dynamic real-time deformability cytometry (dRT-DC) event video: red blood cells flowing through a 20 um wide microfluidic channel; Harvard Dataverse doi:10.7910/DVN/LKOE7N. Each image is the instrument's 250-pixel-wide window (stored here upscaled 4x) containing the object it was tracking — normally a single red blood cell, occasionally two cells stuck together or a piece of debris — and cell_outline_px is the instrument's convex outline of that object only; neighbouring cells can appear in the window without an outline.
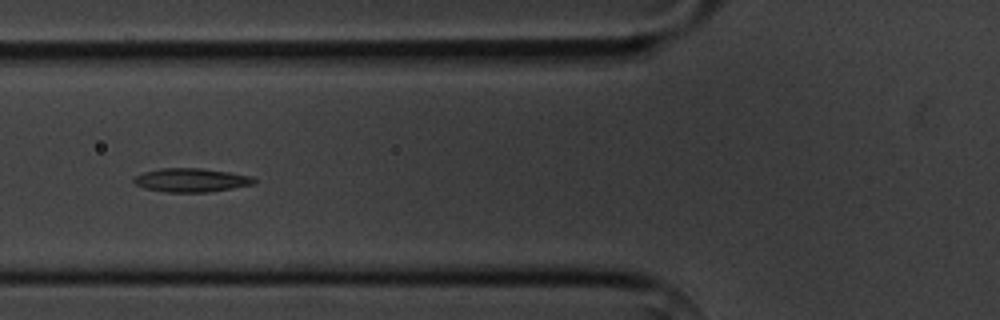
{"species": "common noctule bat (a hibernating species)", "species_latin": "Nyctalus noctula", "temperature_condition": "cold", "stored_images_in_passage": 9, "camera_frame_rate_fps": 3000, "um_per_image_px": 0.085, "animal": {"sex": "male", "body_mass_g": 20.1, "forearm_length_mm": 53.5}, "frame": {"image": 1, "passage_image": 4, "time_ms": 4.333, "image_size_px": [1000, 320], "cell_outline_px": [[256, 184], [208, 192], [164, 192], [144, 188], [136, 184], [132, 180], [136, 176], [144, 172], [160, 168], [200, 168], [228, 172], [252, 176], [256, 180]], "centroid_in_image_um": [16.26, 15.31], "position_along_channel_um": 109.5, "area_um2": 16.59}}
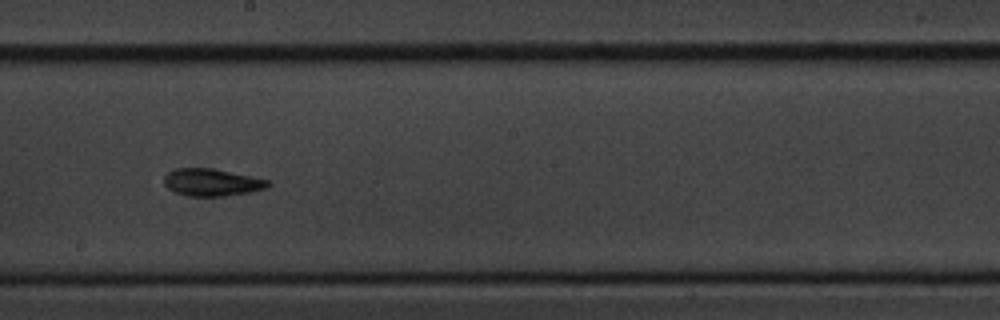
{"frame": {"image": 2, "passage_image": 7, "time_ms": 7.667, "image_size_px": [1000, 320], "cell_outline_px": [[272, 184], [268, 188], [248, 192], [224, 196], [188, 196], [176, 192], [168, 188], [164, 184], [164, 176], [168, 172], [176, 168], [212, 168], [252, 176], [268, 180]], "centroid_in_image_um": [18.01, 15.49], "position_along_channel_um": 230.2, "area_um2": 16.53}}
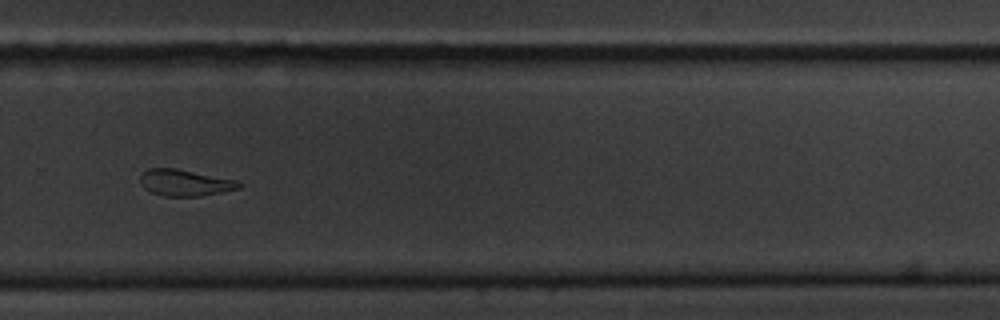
{"frame": {"image": 3, "passage_image": 9, "time_ms": 10.0, "image_size_px": [1000, 320], "cell_outline_px": [[244, 184], [240, 188], [200, 196], [164, 196], [152, 192], [144, 188], [140, 184], [140, 176], [148, 168], [176, 168], [236, 180]], "centroid_in_image_um": [15.71, 15.53], "position_along_channel_um": 314.1, "area_um2": 15.14}}